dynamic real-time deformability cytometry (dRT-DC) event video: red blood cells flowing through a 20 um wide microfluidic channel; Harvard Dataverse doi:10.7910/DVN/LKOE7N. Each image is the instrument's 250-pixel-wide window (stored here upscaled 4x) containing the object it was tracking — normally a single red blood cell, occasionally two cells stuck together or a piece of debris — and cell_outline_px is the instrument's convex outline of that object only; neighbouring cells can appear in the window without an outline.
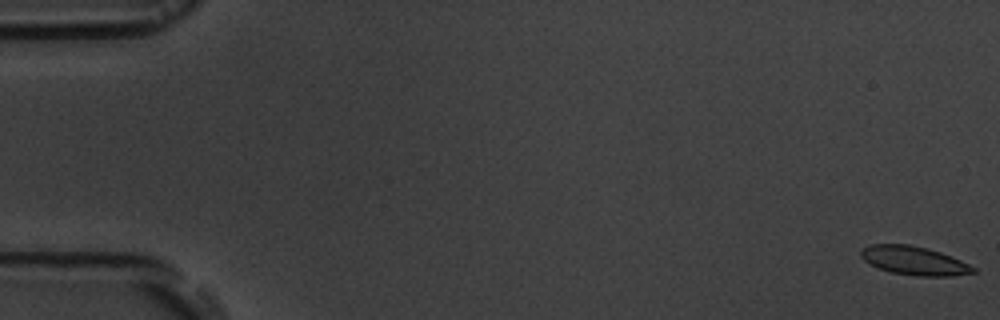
{"species": "common noctule bat (a hibernating species)", "species_latin": "Nyctalus noctula", "temperature_condition": "room temperature", "stored_images_in_passage": 5, "camera_frame_rate_fps": 3000, "um_per_image_px": 0.085, "animal": {"sex": "male", "body_mass_g": 19.5, "forearm_length_mm": 54.6}, "frame": {"image": 1, "passage_image": 1, "time_ms": 0.0, "image_size_px": [1000, 320], "cell_outline_px": [[976, 272], [952, 276], [916, 276], [892, 272], [880, 268], [864, 260], [860, 256], [860, 252], [868, 244], [908, 244], [928, 248], [952, 256], [976, 268]], "centroid_in_image_um": [77.72, 22.15], "position_along_channel_um": 7.3, "area_um2": 18.67}}
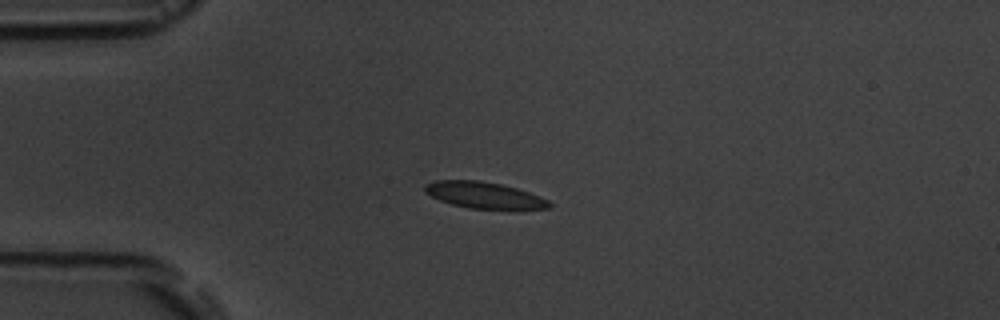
{"frame": {"image": 2, "passage_image": 5, "time_ms": 4.667, "image_size_px": [1000, 320], "cell_outline_px": [[552, 204], [548, 208], [468, 208], [452, 204], [440, 200], [424, 192], [424, 184], [436, 180], [480, 180], [500, 184], [516, 188], [540, 196], [548, 200]], "centroid_in_image_um": [41.1, 16.56], "position_along_channel_um": 43.9, "area_um2": 18.79}}